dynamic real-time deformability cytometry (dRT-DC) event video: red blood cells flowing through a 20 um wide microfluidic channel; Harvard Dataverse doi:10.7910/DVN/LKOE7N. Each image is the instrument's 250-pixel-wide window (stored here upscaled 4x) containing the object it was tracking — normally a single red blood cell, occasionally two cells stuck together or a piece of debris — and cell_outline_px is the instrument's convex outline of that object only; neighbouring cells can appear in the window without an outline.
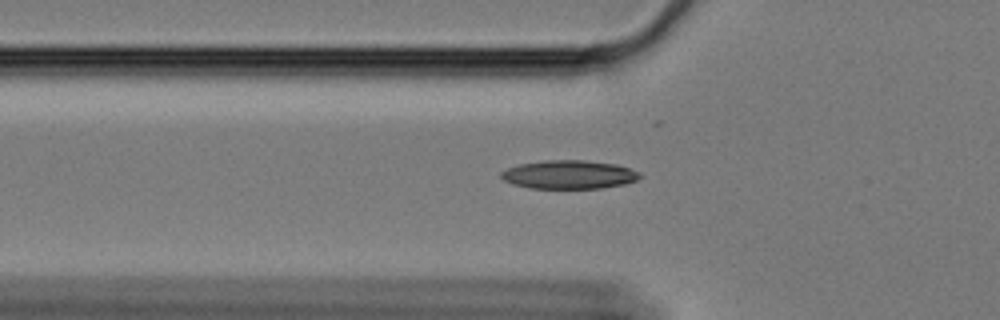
{"species": "Egyptian fruit bat (a non-hibernating species)", "species_latin": "Rousettus aegyptiacus", "temperature_condition": "cold", "stored_images_in_passage": 26, "camera_frame_rate_fps": 3000, "um_per_image_px": 0.085, "animal": {"sex": "female"}, "frame": {"image": 1, "passage_image": 2, "time_ms": 0.333, "image_size_px": [1000, 320], "cell_outline_px": [[640, 176], [636, 180], [624, 184], [600, 188], [528, 188], [512, 184], [504, 180], [500, 176], [500, 172], [508, 168], [520, 164], [544, 160], [584, 160], [616, 164], [640, 172]], "centroid_in_image_um": [48.34, 14.84], "position_along_channel_um": 77.5, "area_um2": 23.0}}
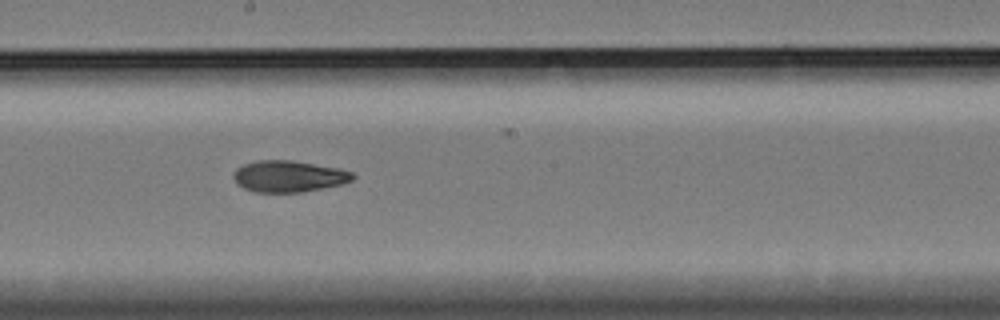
{"frame": {"image": 2, "passage_image": 15, "time_ms": 4.667, "image_size_px": [1000, 320], "cell_outline_px": [[356, 176], [352, 180], [340, 184], [300, 192], [256, 192], [244, 188], [236, 184], [232, 176], [236, 168], [244, 164], [256, 160], [292, 160], [336, 168], [352, 172]], "centroid_in_image_um": [24.48, 14.98], "position_along_channel_um": 223.7, "area_um2": 21.68}}
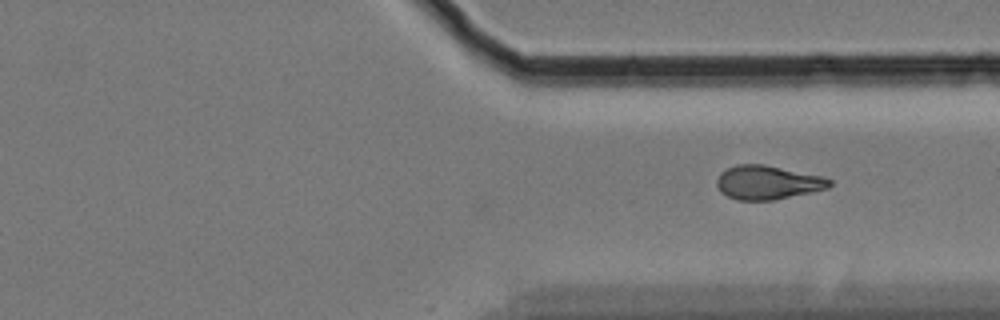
{"frame": {"image": 3, "passage_image": 26, "time_ms": 8.333, "image_size_px": [1000, 320], "cell_outline_px": [[832, 184], [828, 188], [812, 192], [772, 200], [740, 200], [728, 196], [720, 192], [716, 184], [716, 180], [720, 172], [736, 164], [764, 164], [824, 176], [832, 180]], "centroid_in_image_um": [65.26, 15.5], "position_along_channel_um": 346.1, "area_um2": 22.37}}